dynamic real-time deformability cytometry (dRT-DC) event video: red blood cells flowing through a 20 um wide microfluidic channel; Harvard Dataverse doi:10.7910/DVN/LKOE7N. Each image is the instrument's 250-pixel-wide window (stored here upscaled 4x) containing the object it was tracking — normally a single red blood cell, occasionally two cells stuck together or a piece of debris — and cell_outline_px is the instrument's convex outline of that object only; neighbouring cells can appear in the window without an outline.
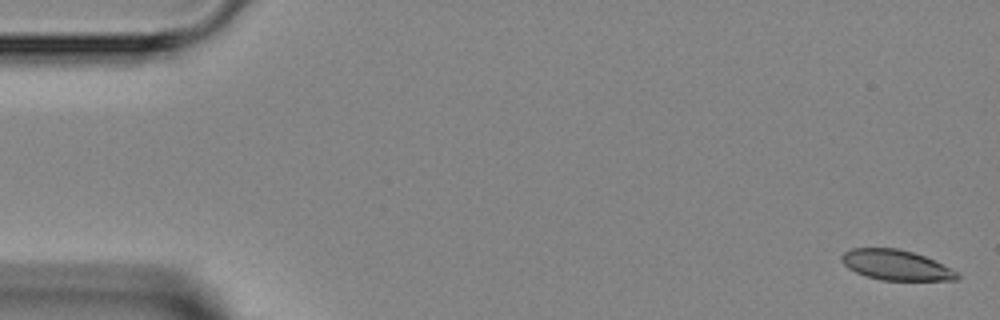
{"species": "Egyptian fruit bat (a non-hibernating species)", "species_latin": "Rousettus aegyptiacus", "temperature_condition": "room temperature", "stored_images_in_passage": 5, "camera_frame_rate_fps": 3000, "um_per_image_px": 0.085, "animal": {"sex": "female"}, "frame": {"image": 1, "passage_image": 1, "time_ms": 0.0, "image_size_px": [1000, 320], "cell_outline_px": [[960, 276], [956, 280], [880, 280], [864, 276], [848, 268], [840, 260], [840, 256], [844, 252], [852, 248], [896, 248], [912, 252], [924, 256], [956, 272]], "centroid_in_image_um": [76.08, 22.53], "position_along_channel_um": 8.9, "area_um2": 20.11}}
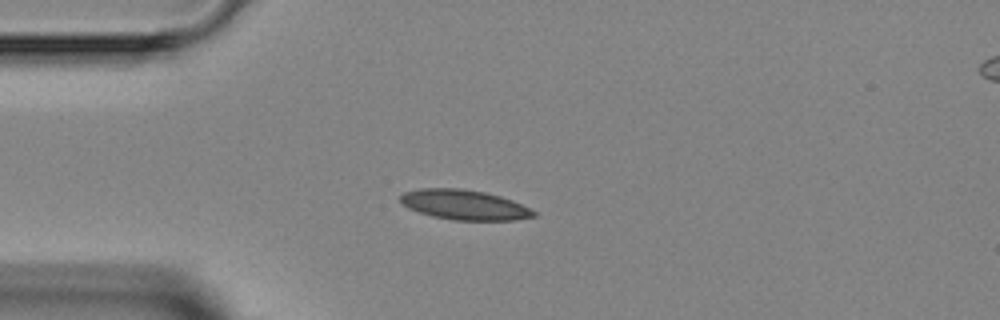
{"frame": {"image": 2, "passage_image": 4, "time_ms": 3.667, "image_size_px": [1000, 320], "cell_outline_px": [[536, 216], [516, 220], [452, 220], [432, 216], [408, 208], [400, 200], [400, 196], [404, 192], [420, 188], [460, 188], [484, 192], [500, 196], [512, 200], [536, 212]], "centroid_in_image_um": [39.46, 17.41], "position_along_channel_um": 45.5, "area_um2": 23.12}}